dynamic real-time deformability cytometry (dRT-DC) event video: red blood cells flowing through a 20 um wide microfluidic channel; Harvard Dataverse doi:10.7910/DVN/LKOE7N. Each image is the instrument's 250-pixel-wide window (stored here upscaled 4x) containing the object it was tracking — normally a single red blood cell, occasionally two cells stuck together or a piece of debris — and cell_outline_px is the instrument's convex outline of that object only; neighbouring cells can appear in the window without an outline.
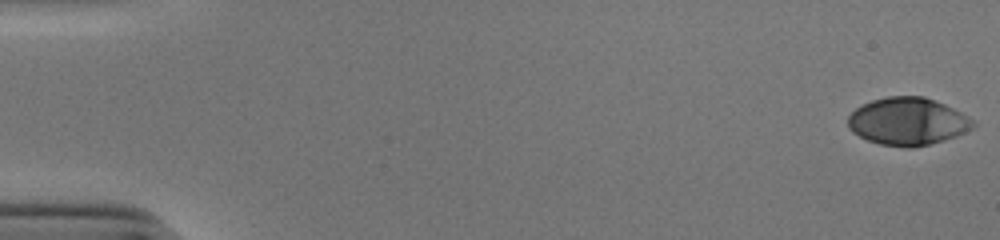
{"species": "human", "species_latin": "Homo sapiens", "temperature_condition": "cold", "stored_images_in_passage": 53, "camera_frame_rate_fps": 3000, "um_per_image_px": 0.085, "donor": {"sex": "male"}, "frame": {"image": 1, "passage_image": 1, "time_ms": 0.0, "image_size_px": [1000, 240], "cell_outline_px": [[976, 124], [972, 128], [956, 136], [944, 140], [912, 148], [904, 148], [880, 144], [868, 140], [852, 132], [848, 128], [848, 116], [860, 104], [872, 100], [888, 96], [924, 96], [936, 100], [968, 116]], "centroid_in_image_um": [77.13, 10.32], "position_along_channel_um": 7.9, "area_um2": 34.74}}
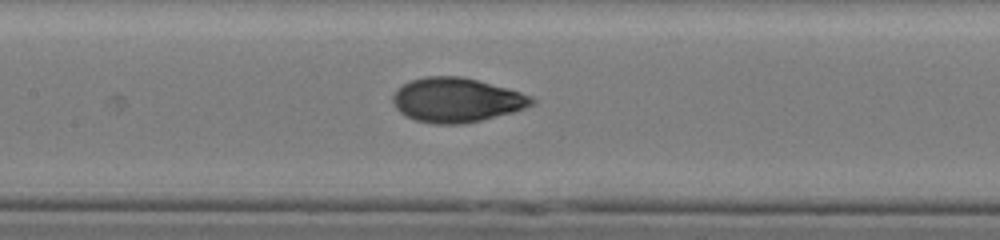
{"frame": {"image": 2, "passage_image": 26, "time_ms": 8.333, "image_size_px": [1000, 240], "cell_outline_px": [[536, 104], [512, 112], [480, 120], [460, 124], [436, 124], [416, 120], [404, 116], [396, 108], [392, 100], [392, 96], [396, 88], [412, 80], [424, 76], [460, 76], [508, 88], [532, 96], [536, 100]], "centroid_in_image_um": [38.79, 8.5], "position_along_channel_um": 168.6, "area_um2": 35.89}}
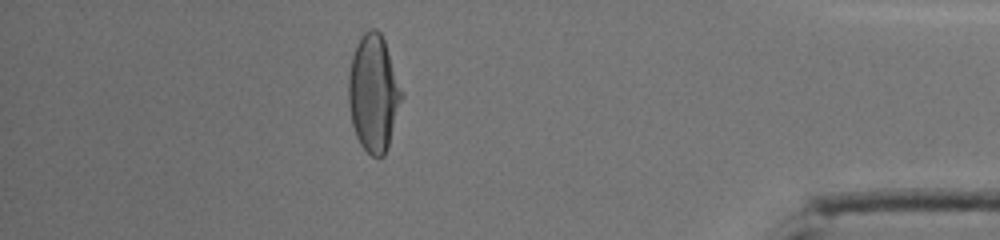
{"frame": {"image": 3, "passage_image": 47, "time_ms": 15.333, "image_size_px": [1000, 240], "cell_outline_px": [[404, 96], [388, 148], [384, 156], [372, 156], [360, 144], [356, 136], [352, 124], [348, 104], [348, 72], [352, 56], [356, 44], [360, 36], [368, 28], [376, 28], [380, 32], [384, 40], [404, 92]], "centroid_in_image_um": [31.76, 7.91], "position_along_channel_um": 403.4, "area_um2": 36.76}, "authors_computed_cell_mechanics": {"area_um2": 35.1424, "velocity_mm_per_s": 3.9262, "shape_relaxation_time_tau1_ms": 4.801, "shape_relaxation_time_tau2_ms": 0.7815, "deformation_change_tau1": 0.2299, "deformation_change_tau2": 0.0468}}